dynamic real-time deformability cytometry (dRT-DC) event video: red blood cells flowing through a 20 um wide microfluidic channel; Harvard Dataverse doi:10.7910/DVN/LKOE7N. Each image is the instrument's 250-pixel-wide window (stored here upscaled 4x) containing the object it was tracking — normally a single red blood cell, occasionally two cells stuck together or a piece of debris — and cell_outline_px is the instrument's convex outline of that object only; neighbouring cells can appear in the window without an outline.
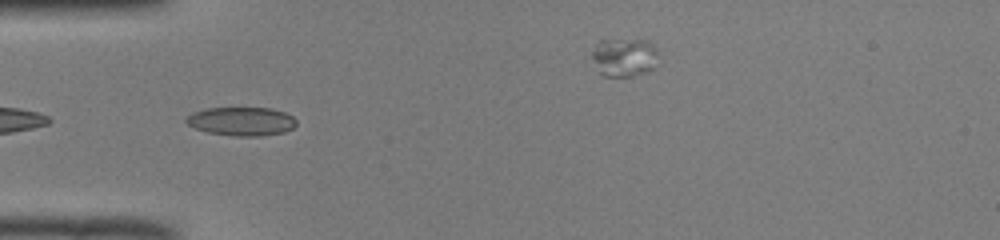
{"species": "common noctule bat (a hibernating species)", "species_latin": "Nyctalus noctula", "temperature_condition": "room temperature", "stored_images_in_passage": 11, "camera_frame_rate_fps": 3000, "um_per_image_px": 0.085, "animal": {"sex": "male", "body_mass_g": 19.0, "forearm_length_mm": 50.8}, "frame": {"image": 1, "passage_image": 5, "time_ms": 1.333, "image_size_px": [1000, 240], "cell_outline_px": [[296, 124], [292, 128], [284, 132], [260, 136], [236, 136], [208, 132], [196, 128], [188, 124], [184, 120], [192, 112], [208, 108], [272, 108], [284, 112], [292, 116], [296, 120]], "centroid_in_image_um": [20.53, 10.31], "position_along_channel_um": 64.5, "area_um2": 18.26}}